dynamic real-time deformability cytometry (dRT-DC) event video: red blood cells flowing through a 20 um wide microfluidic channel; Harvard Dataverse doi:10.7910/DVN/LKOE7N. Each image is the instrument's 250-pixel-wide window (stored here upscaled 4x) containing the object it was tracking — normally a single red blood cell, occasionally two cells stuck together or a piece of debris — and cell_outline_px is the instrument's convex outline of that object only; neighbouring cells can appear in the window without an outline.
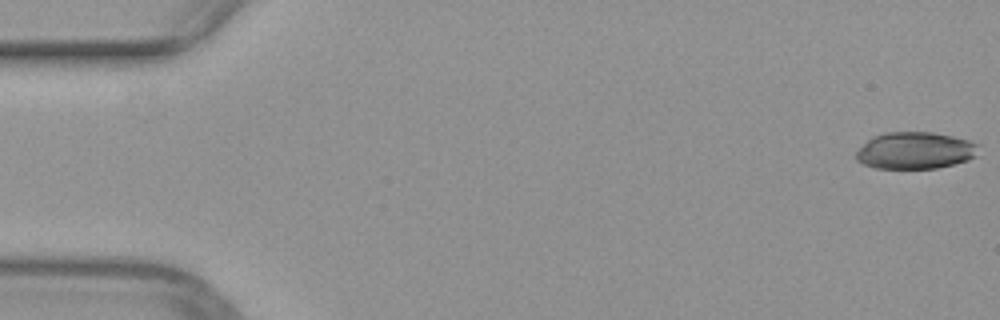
{"species": "common noctule bat (a hibernating species)", "species_latin": "Nyctalus noctula", "temperature_condition": "warm", "stored_images_in_passage": 51, "camera_frame_rate_fps": 3000, "um_per_image_px": 0.085, "animal": {"sex": "female", "body_mass_g": 29.2, "forearm_length_mm": 56.3}, "frame": {"image": 1, "passage_image": 1, "time_ms": 0.0, "image_size_px": [1000, 320], "cell_outline_px": [[980, 144], [976, 156], [968, 160], [936, 168], [876, 168], [864, 164], [856, 160], [856, 152], [872, 136], [884, 132], [932, 132], [952, 136], [968, 140]], "centroid_in_image_um": [77.8, 12.78], "position_along_channel_um": 7.2, "area_um2": 26.3}}
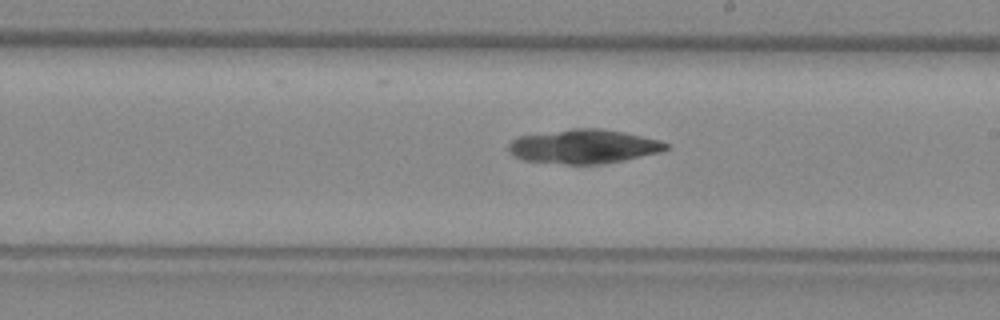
{"frame": {"image": 2, "passage_image": 29, "time_ms": 9.333, "image_size_px": [1000, 320], "cell_outline_px": [[668, 148], [660, 152], [624, 160], [600, 164], [564, 164], [524, 160], [512, 156], [508, 152], [508, 144], [516, 136], [572, 128], [604, 128], [624, 132], [660, 140], [668, 144]], "centroid_in_image_um": [49.57, 12.44], "position_along_channel_um": 239.4, "area_um2": 31.5}}
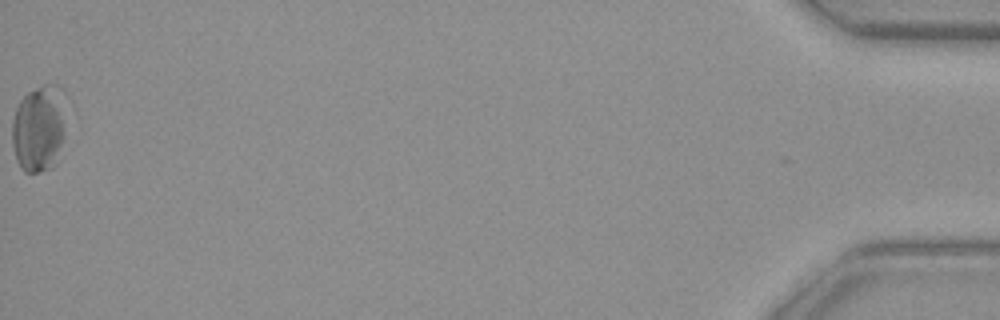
{"frame": {"image": 3, "passage_image": 51, "time_ms": 16.667, "image_size_px": [1000, 320], "cell_outline_px": [[68, 96], [64, 136], [56, 164], [52, 168], [36, 172], [24, 172], [20, 168], [16, 160], [12, 144], [12, 120], [16, 108], [20, 100], [28, 92], [44, 84], [56, 84], [64, 88]], "centroid_in_image_um": [3.37, 10.86], "position_along_channel_um": 431.8, "area_um2": 28.5}}